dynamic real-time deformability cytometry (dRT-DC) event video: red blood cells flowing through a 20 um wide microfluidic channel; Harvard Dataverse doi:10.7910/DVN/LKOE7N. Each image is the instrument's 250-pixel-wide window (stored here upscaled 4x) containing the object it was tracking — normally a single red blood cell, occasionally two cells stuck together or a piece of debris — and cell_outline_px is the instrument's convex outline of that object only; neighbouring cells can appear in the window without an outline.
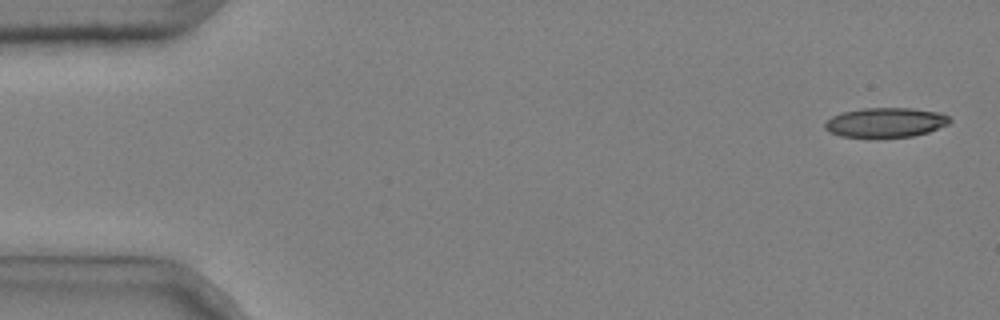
{"species": "common noctule bat (a hibernating species)", "species_latin": "Nyctalus noctula", "temperature_condition": "cold", "stored_images_in_passage": 5, "camera_frame_rate_fps": 3000, "um_per_image_px": 0.085, "animal": {"sex": "male", "body_mass_g": 20.4}, "frame": {"image": 1, "passage_image": 1, "time_ms": 0.0, "image_size_px": [1000, 320], "cell_outline_px": [[952, 120], [948, 124], [928, 132], [912, 136], [876, 140], [840, 136], [824, 128], [824, 124], [832, 116], [840, 112], [860, 108], [912, 108], [940, 112], [948, 116]], "centroid_in_image_um": [75.25, 10.44], "position_along_channel_um": 9.8, "area_um2": 22.31}}
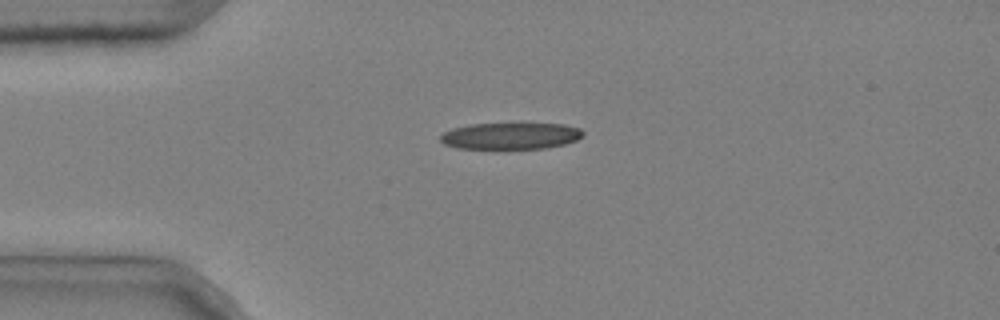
{"frame": {"image": 2, "passage_image": 4, "time_ms": 1.0, "image_size_px": [1000, 320], "cell_outline_px": [[584, 136], [576, 140], [564, 144], [548, 148], [456, 148], [444, 144], [440, 140], [440, 136], [444, 132], [452, 128], [472, 124], [512, 120], [524, 120], [564, 124], [580, 128], [584, 132]], "centroid_in_image_um": [43.46, 11.48], "position_along_channel_um": 41.5, "area_um2": 23.47}}